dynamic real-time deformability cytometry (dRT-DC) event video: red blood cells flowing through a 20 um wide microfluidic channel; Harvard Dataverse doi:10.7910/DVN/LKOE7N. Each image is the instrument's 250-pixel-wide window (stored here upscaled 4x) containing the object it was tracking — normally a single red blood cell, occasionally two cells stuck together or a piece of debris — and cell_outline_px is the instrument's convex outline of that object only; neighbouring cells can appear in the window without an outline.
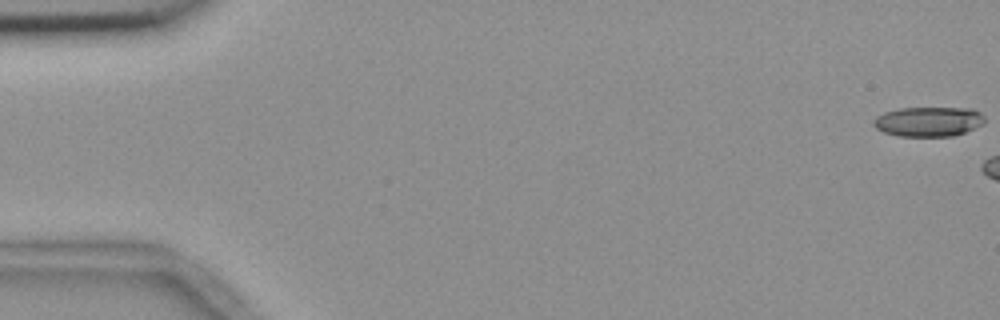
{"species": "common noctule bat (a hibernating species)", "species_latin": "Nyctalus noctula", "temperature_condition": "room temperature", "stored_images_in_passage": 8, "camera_frame_rate_fps": 3000, "um_per_image_px": 0.085, "animal": {"sex": "female", "body_mass_g": 18.4}, "frame": {"image": 1, "passage_image": 1, "time_ms": 0.0, "image_size_px": [1000, 320], "cell_outline_px": [[984, 124], [964, 132], [952, 136], [900, 136], [884, 132], [876, 128], [872, 124], [872, 120], [876, 116], [884, 112], [900, 108], [972, 108], [980, 112], [984, 116]], "centroid_in_image_um": [78.91, 10.33], "position_along_channel_um": 6.1, "area_um2": 19.31}}